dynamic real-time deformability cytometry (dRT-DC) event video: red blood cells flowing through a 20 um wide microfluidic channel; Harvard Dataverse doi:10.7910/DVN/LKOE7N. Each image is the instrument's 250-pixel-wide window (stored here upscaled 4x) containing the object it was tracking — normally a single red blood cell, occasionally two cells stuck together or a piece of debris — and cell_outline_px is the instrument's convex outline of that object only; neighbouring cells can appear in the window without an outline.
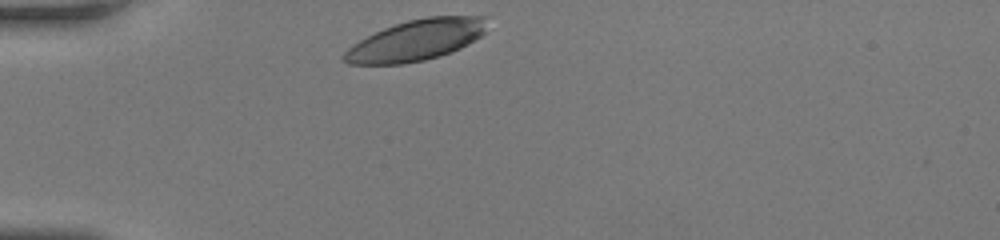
{"species": "human", "species_latin": "Homo sapiens", "temperature_condition": "room temperature", "stored_images_in_passage": 28, "camera_frame_rate_fps": 3000, "um_per_image_px": 0.085, "donor": {"sex": "female"}, "frame": {"image": 1, "passage_image": 1, "time_ms": 0.0, "image_size_px": [1000, 240], "cell_outline_px": [[488, 16], [484, 32], [480, 36], [460, 48], [452, 52], [440, 56], [424, 60], [400, 64], [348, 64], [340, 56], [348, 48], [360, 40], [384, 28], [408, 20], [428, 16]], "centroid_in_image_um": [35.37, 3.42], "position_along_channel_um": 49.6, "area_um2": 33.87}}
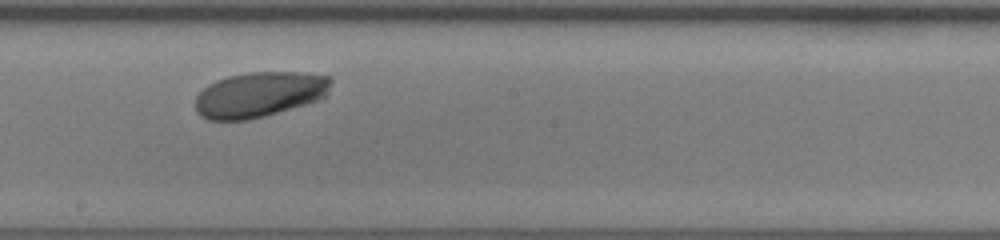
{"frame": {"image": 2, "passage_image": 16, "time_ms": 5.0, "image_size_px": [1000, 240], "cell_outline_px": [[332, 80], [328, 96], [320, 100], [264, 116], [248, 120], [208, 120], [200, 116], [196, 112], [196, 96], [208, 84], [216, 80], [228, 76], [248, 72], [308, 72], [332, 76]], "centroid_in_image_um": [22.1, 8.02], "position_along_channel_um": 226.1, "area_um2": 36.3}}
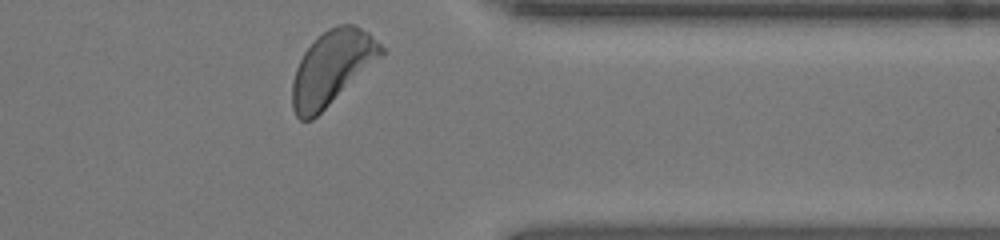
{"frame": {"image": 3, "passage_image": 28, "time_ms": 9.0, "image_size_px": [1000, 240], "cell_outline_px": [[384, 52], [380, 56], [312, 120], [300, 120], [296, 116], [292, 108], [292, 80], [296, 68], [304, 52], [328, 28], [336, 24], [352, 24], [368, 32], [384, 48]], "centroid_in_image_um": [28.17, 5.75], "position_along_channel_um": 383.2, "area_um2": 37.17}, "authors_computed_cell_mechanics": {"area_um2": 36.0961, "velocity_mm_per_s": 4.0601, "shape_relaxation_time_tau1_ms": 2.2401, "shape_relaxation_time_tau2_ms": null, "deformation_change_tau1": 0.1341, "deformation_change_tau2": null}}